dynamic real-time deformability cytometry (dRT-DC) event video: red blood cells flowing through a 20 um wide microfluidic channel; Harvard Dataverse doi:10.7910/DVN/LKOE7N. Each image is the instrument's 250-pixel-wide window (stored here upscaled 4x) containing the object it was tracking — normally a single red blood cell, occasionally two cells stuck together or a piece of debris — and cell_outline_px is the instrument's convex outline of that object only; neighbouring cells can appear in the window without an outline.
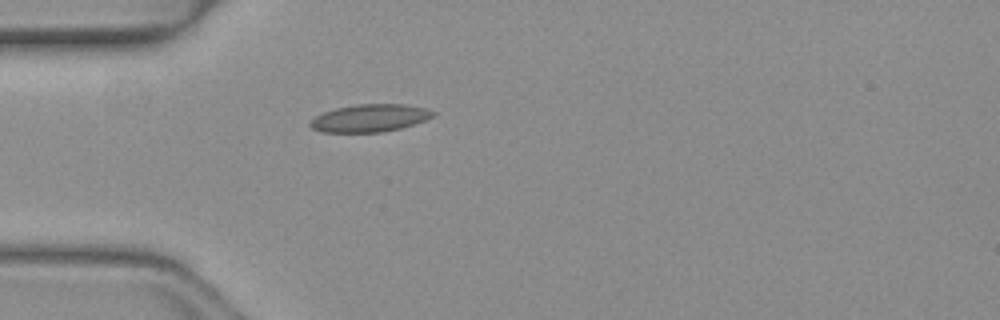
{"species": "common noctule bat (a hibernating species)", "species_latin": "Nyctalus noctula", "temperature_condition": "warm", "stored_images_in_passage": 32, "camera_frame_rate_fps": 3000, "um_per_image_px": 0.085, "animal": {"sex": "female", "body_mass_g": 19.3, "forearm_length_mm": 54.1}, "frame": {"image": 1, "passage_image": 1, "time_ms": 0.0, "image_size_px": [1000, 320], "cell_outline_px": [[436, 112], [432, 116], [424, 120], [400, 128], [380, 132], [320, 132], [312, 128], [308, 124], [316, 116], [324, 112], [336, 108], [356, 104], [404, 104], [424, 108]], "centroid_in_image_um": [31.39, 10.03], "position_along_channel_um": 53.6, "area_um2": 19.48}}
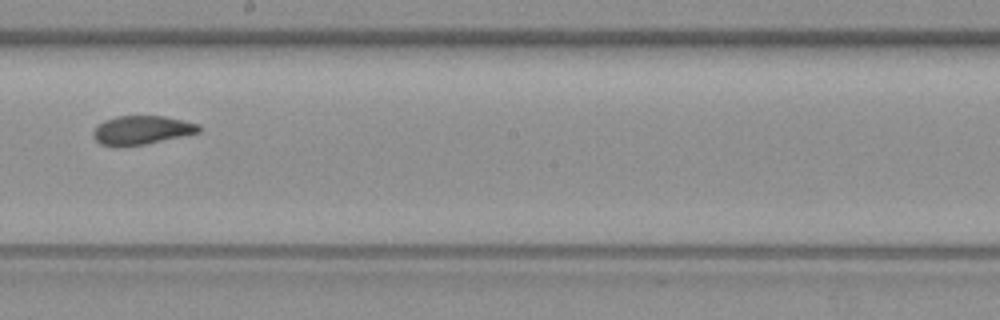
{"frame": {"image": 2, "passage_image": 15, "time_ms": 4.667, "image_size_px": [1000, 320], "cell_outline_px": [[200, 132], [144, 144], [112, 148], [100, 144], [92, 136], [92, 132], [104, 120], [116, 116], [164, 116], [184, 120], [200, 124]], "centroid_in_image_um": [12.01, 11.07], "position_along_channel_um": 236.2, "area_um2": 17.8}}
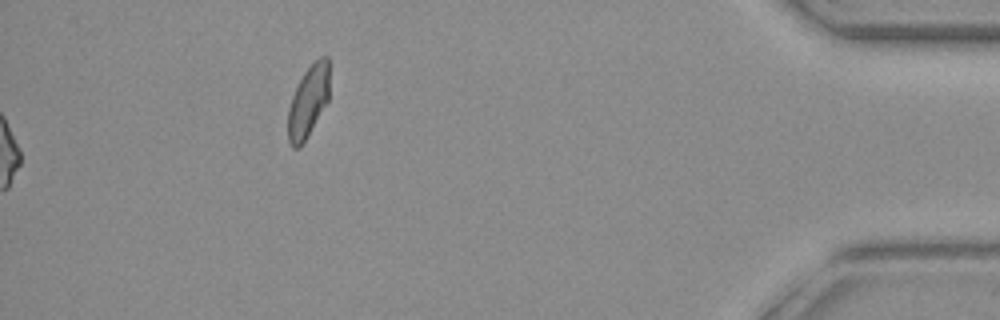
{"frame": {"image": 3, "passage_image": 32, "time_ms": 10.333, "image_size_px": [1000, 320], "cell_outline_px": [[328, 100], [308, 136], [300, 148], [292, 148], [288, 140], [288, 108], [292, 96], [304, 72], [320, 56], [328, 56]], "centroid_in_image_um": [26.18, 8.66], "position_along_channel_um": 409.0, "area_um2": 17.11}, "authors_computed_cell_mechanics": {"area_um2": 18.0047, "velocity_mm_per_s": 4.0756, "shape_relaxation_time_tau1_ms": 7.047, "shape_relaxation_time_tau2_ms": 1.2747, "deformation_change_tau1": 0.1928, "deformation_change_tau2": 0.0737}}